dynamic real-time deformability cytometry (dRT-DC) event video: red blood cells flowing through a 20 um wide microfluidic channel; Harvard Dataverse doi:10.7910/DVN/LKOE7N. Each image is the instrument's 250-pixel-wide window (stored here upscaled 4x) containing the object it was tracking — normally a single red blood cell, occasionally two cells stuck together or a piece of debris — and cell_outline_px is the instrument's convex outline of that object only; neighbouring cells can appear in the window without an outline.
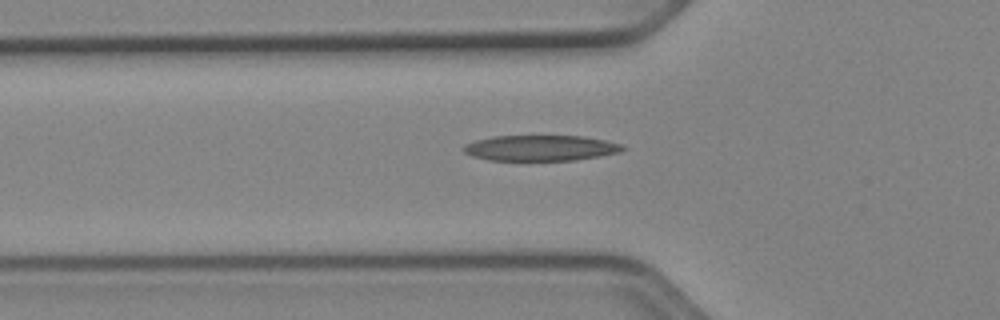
{"species": "Egyptian fruit bat (a non-hibernating species)", "species_latin": "Rousettus aegyptiacus", "temperature_condition": "cold", "stored_images_in_passage": 39, "camera_frame_rate_fps": 3000, "um_per_image_px": 0.085, "animal": {"sex": "female"}, "frame": {"image": 1, "passage_image": 11, "time_ms": 3.333, "image_size_px": [1000, 320], "cell_outline_px": [[628, 148], [620, 152], [600, 156], [576, 160], [488, 160], [472, 156], [464, 152], [460, 148], [464, 144], [476, 140], [492, 136], [584, 136], [624, 144]], "centroid_in_image_um": [45.96, 12.58], "position_along_channel_um": 79.8, "area_um2": 23.99}}
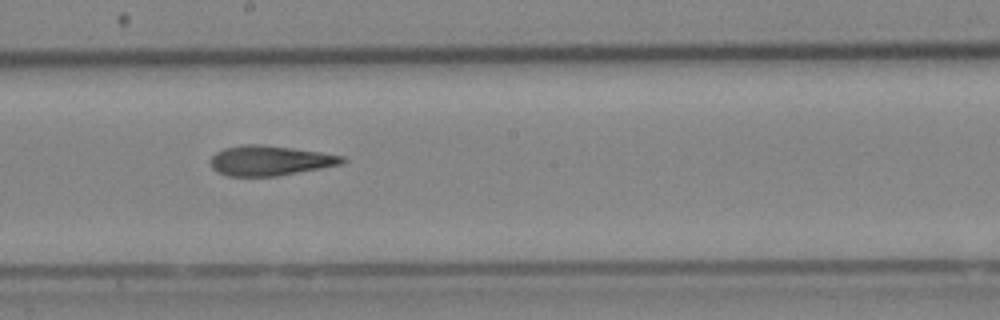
{"frame": {"image": 2, "passage_image": 22, "time_ms": 7.0, "image_size_px": [1000, 320], "cell_outline_px": [[348, 160], [344, 164], [276, 176], [228, 176], [216, 172], [212, 168], [212, 156], [216, 152], [224, 148], [240, 144], [260, 144], [292, 148], [320, 152], [344, 156]], "centroid_in_image_um": [22.96, 13.65], "position_along_channel_um": 225.2, "area_um2": 23.06}}
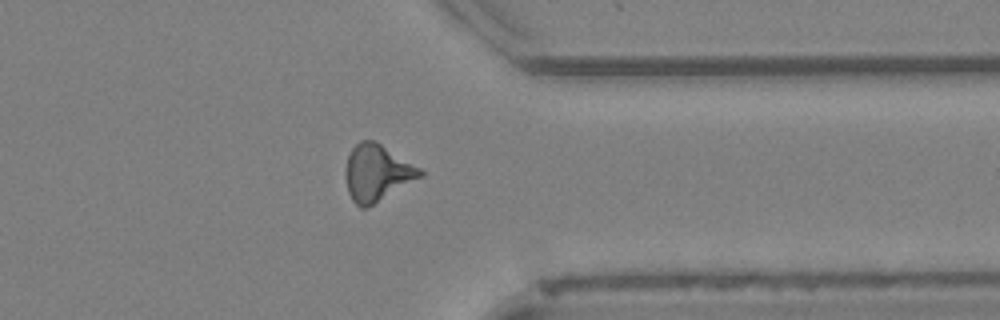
{"frame": {"image": 3, "passage_image": 34, "time_ms": 11.0, "image_size_px": [1000, 320], "cell_outline_px": [[424, 176], [368, 208], [360, 208], [352, 200], [348, 192], [344, 172], [348, 156], [352, 148], [360, 140], [372, 140], [380, 144], [420, 168], [424, 172]], "centroid_in_image_um": [32.04, 14.73], "position_along_channel_um": 379.4, "area_um2": 24.62}}